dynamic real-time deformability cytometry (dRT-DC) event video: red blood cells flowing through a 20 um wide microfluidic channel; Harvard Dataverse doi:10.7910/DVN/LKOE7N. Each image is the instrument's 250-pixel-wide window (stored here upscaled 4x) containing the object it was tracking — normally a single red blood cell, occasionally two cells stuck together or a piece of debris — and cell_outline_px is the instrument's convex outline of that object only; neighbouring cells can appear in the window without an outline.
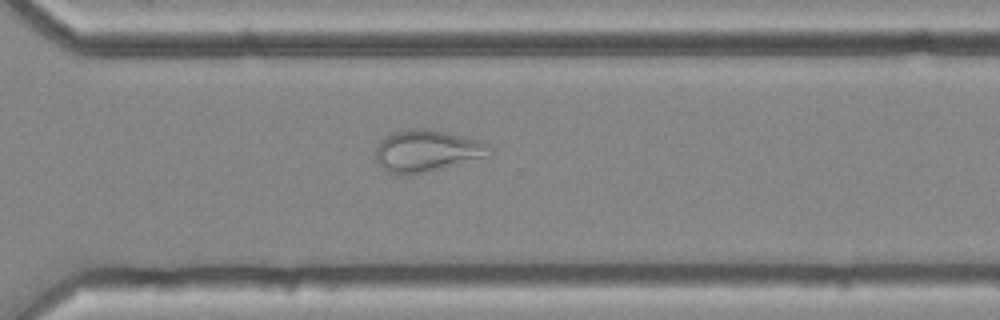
{"species": "common noctule bat (a hibernating species)", "species_latin": "Nyctalus noctula", "temperature_condition": "cold", "stored_images_in_passage": 55, "camera_frame_rate_fps": 3000, "um_per_image_px": 0.085, "animal": {"sex": "female", "body_mass_g": 25.1}, "frame": {"image": 1, "passage_image": 40, "time_ms": 13.0, "image_size_px": [1000, 320], "cell_outline_px": [[492, 148], [488, 156], [424, 172], [388, 172], [376, 160], [376, 148], [392, 132], [408, 128], [424, 128], [448, 132], [480, 140], [488, 144]], "centroid_in_image_um": [36.33, 12.77], "position_along_channel_um": 334.3, "area_um2": 26.93}}
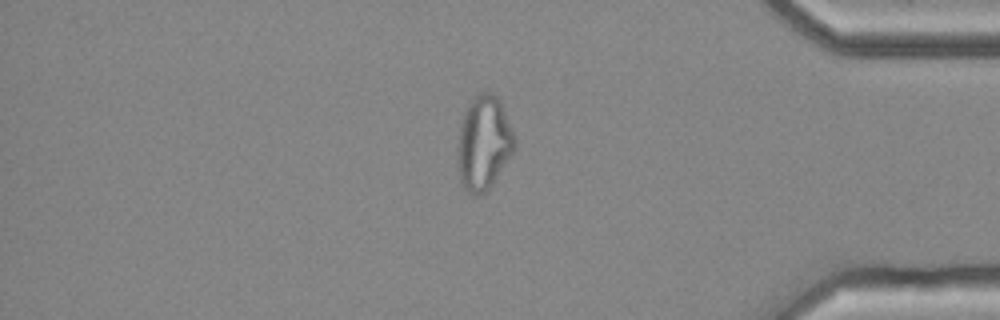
{"frame": {"image": 2, "passage_image": 47, "time_ms": 15.333, "image_size_px": [1000, 320], "cell_outline_px": [[516, 144], [512, 152], [488, 188], [484, 192], [476, 196], [468, 192], [460, 184], [456, 156], [456, 148], [460, 124], [464, 112], [468, 104], [480, 92], [492, 92], [500, 100], [516, 136]], "centroid_in_image_um": [41.08, 12.13], "position_along_channel_um": 394.1, "area_um2": 31.33}}